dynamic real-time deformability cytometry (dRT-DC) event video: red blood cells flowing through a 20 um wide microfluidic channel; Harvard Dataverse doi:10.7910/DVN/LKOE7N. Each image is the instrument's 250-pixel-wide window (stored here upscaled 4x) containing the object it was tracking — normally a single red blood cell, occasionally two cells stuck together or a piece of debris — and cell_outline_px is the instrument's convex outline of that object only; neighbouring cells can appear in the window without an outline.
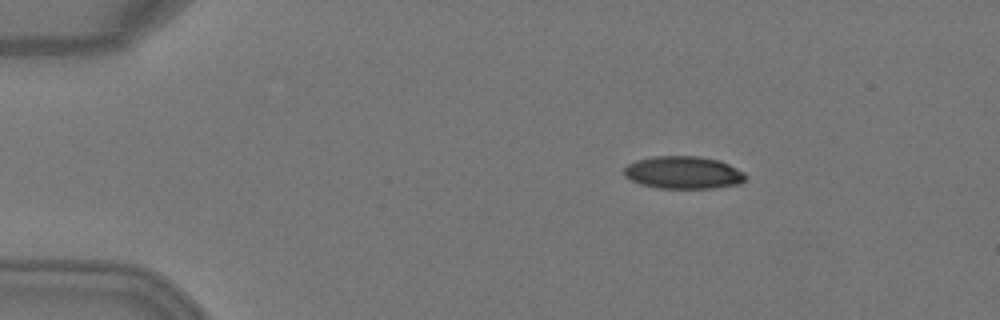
{"species": "Egyptian fruit bat (a non-hibernating species)", "species_latin": "Rousettus aegyptiacus", "temperature_condition": "warm", "stored_images_in_passage": 6, "camera_frame_rate_fps": 3000, "um_per_image_px": 0.085, "animal": {"sex": "female"}, "frame": {"image": 1, "passage_image": 2, "time_ms": 0.333, "image_size_px": [1000, 320], "cell_outline_px": [[748, 176], [740, 184], [716, 188], [656, 188], [640, 184], [624, 176], [624, 168], [628, 164], [636, 160], [652, 156], [700, 156], [720, 160], [744, 172]], "centroid_in_image_um": [58.09, 14.66], "position_along_channel_um": 26.9, "area_um2": 23.29}}
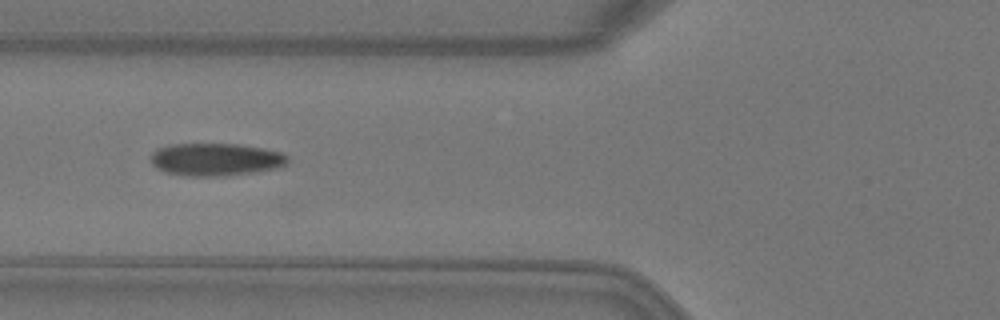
{"frame": {"image": 2, "passage_image": 5, "time_ms": 1.333, "image_size_px": [1000, 320], "cell_outline_px": [[288, 160], [284, 164], [276, 168], [252, 172], [220, 176], [188, 176], [168, 172], [156, 168], [152, 164], [152, 152], [168, 144], [240, 144], [264, 148], [280, 152], [288, 156]], "centroid_in_image_um": [18.33, 13.54], "position_along_channel_um": 107.5, "area_um2": 25.78}}